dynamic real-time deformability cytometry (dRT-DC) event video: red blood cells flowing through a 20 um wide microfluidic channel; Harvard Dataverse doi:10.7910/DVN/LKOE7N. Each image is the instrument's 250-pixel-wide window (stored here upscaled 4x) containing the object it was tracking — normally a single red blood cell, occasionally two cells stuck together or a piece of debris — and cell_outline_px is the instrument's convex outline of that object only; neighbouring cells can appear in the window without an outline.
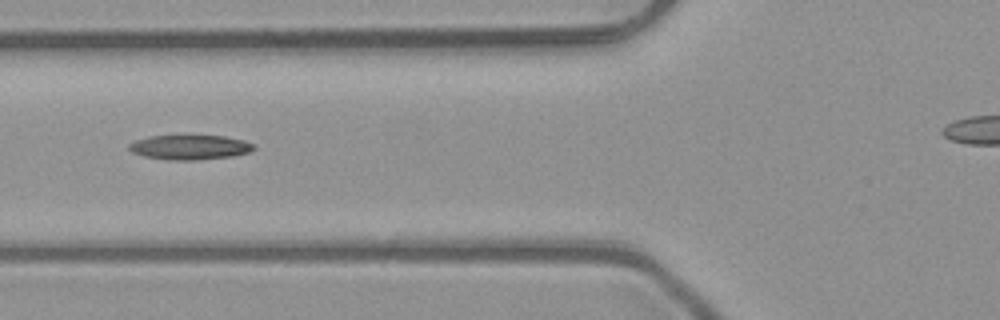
{"species": "common noctule bat (a hibernating species)", "species_latin": "Nyctalus noctula", "temperature_condition": "room temperature", "stored_images_in_passage": 5, "segment_of_instrument_passage": [1, 2], "camera_frame_rate_fps": 3000, "um_per_image_px": 0.085, "animal": {"sex": "male", "body_mass_g": 23.1, "forearm_length_mm": 52.7}, "frame": {"image": 1, "passage_image": 4, "time_ms": 1.0, "image_size_px": [1000, 320], "cell_outline_px": [[256, 148], [248, 152], [232, 156], [196, 160], [168, 160], [144, 156], [132, 152], [128, 148], [128, 144], [136, 140], [148, 136], [224, 136], [244, 140], [252, 144]], "centroid_in_image_um": [16.11, 12.52], "position_along_channel_um": 109.7, "area_um2": 17.8}}